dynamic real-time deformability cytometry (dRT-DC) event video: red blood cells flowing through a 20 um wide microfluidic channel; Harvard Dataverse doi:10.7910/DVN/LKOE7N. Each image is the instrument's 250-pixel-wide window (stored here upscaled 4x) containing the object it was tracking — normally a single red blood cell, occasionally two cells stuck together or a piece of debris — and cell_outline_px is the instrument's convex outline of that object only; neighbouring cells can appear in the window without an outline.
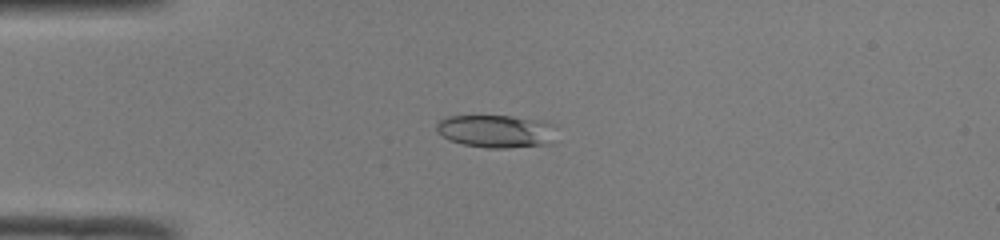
{"species": "common noctule bat (a hibernating species)", "species_latin": "Nyctalus noctula", "temperature_condition": "room temperature", "stored_images_in_passage": 49, "camera_frame_rate_fps": 3000, "um_per_image_px": 0.085, "animal": {"sex": "male", "body_mass_g": 19.0, "forearm_length_mm": 50.8}, "frame": {"image": 1, "passage_image": 12, "time_ms": 3.667, "image_size_px": [1000, 240], "cell_outline_px": [[552, 144], [504, 148], [488, 148], [464, 144], [452, 140], [444, 136], [436, 128], [436, 124], [440, 120], [448, 116], [512, 116], [552, 124]], "centroid_in_image_um": [42.14, 11.16], "position_along_channel_um": 42.9, "area_um2": 22.31}}
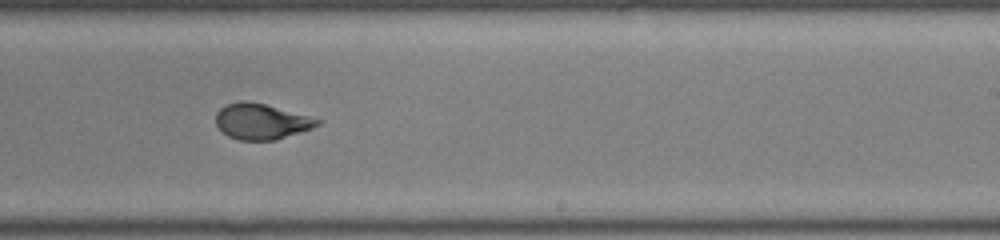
{"frame": {"image": 2, "passage_image": 30, "time_ms": 9.667, "image_size_px": [1000, 240], "cell_outline_px": [[324, 120], [320, 124], [312, 128], [276, 140], [240, 140], [228, 136], [216, 124], [216, 112], [220, 108], [228, 104], [240, 100], [244, 100], [264, 104]], "centroid_in_image_um": [22.22, 10.32], "position_along_channel_um": 266.8, "area_um2": 20.98}}
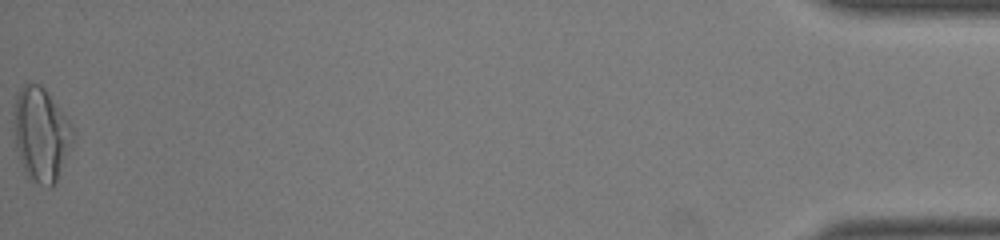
{"frame": {"image": 3, "passage_image": 49, "time_ms": 16.0, "image_size_px": [1000, 240], "cell_outline_px": [[72, 140], [56, 180], [48, 188], [32, 180], [24, 172], [16, 148], [16, 92], [28, 80], [40, 84], [44, 88], [72, 124]], "centroid_in_image_um": [3.48, 11.38], "position_along_channel_um": 431.7, "area_um2": 31.33}, "authors_computed_cell_mechanics": {"area_um2": 21.7906, "velocity_mm_per_s": 4.1245, "shape_relaxation_time_tau1_ms": null, "shape_relaxation_time_tau2_ms": 0.8107, "deformation_change_tau1": null, "deformation_change_tau2": 0.0552}}